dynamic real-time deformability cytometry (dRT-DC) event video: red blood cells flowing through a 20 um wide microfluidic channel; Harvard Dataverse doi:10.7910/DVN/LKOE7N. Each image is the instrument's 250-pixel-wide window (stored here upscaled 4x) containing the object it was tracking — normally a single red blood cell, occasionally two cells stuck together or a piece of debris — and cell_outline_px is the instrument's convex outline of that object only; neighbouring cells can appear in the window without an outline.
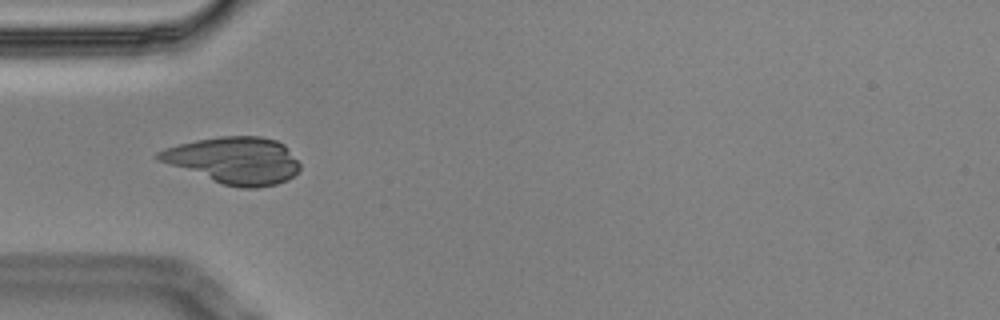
{"species": "Egyptian fruit bat (a non-hibernating species)", "species_latin": "Rousettus aegyptiacus", "temperature_condition": "cold", "stored_images_in_passage": 6, "camera_frame_rate_fps": 3000, "um_per_image_px": 0.085, "animal": {"sex": "male"}, "frame": {"image": 1, "passage_image": 6, "time_ms": 1.667, "image_size_px": [1000, 320], "cell_outline_px": [[300, 168], [288, 180], [276, 184], [256, 188], [240, 188], [224, 184], [160, 160], [156, 156], [156, 152], [164, 148], [196, 140], [220, 136], [260, 136], [276, 140], [284, 144], [300, 164]], "centroid_in_image_um": [19.96, 13.62], "position_along_channel_um": 65.0, "area_um2": 37.92}}